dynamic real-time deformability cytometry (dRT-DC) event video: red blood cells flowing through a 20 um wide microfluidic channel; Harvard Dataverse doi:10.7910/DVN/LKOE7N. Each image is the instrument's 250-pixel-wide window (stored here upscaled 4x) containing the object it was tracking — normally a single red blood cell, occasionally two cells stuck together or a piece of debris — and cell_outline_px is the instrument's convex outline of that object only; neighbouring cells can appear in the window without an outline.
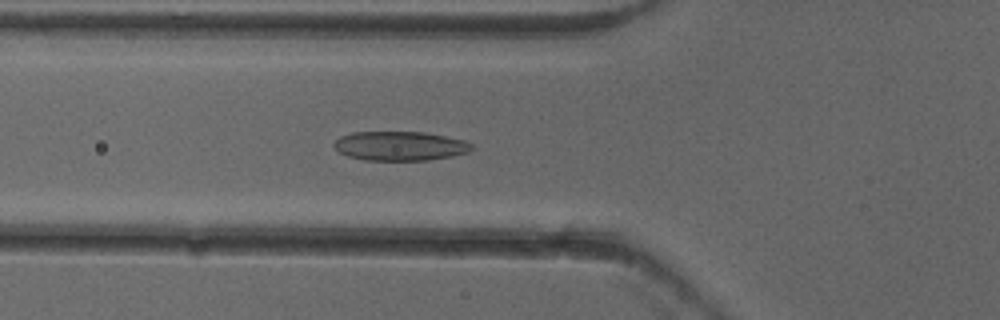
{"species": "common noctule bat (a hibernating species)", "species_latin": "Nyctalus noctula", "temperature_condition": "cold", "stored_images_in_passage": 52, "camera_frame_rate_fps": 3000, "um_per_image_px": 0.085, "animal": {"sex": "female"}, "frame": {"image": 1, "passage_image": 19, "time_ms": 6.0, "image_size_px": [1000, 320], "cell_outline_px": [[472, 148], [468, 152], [452, 156], [428, 160], [364, 160], [348, 156], [340, 152], [332, 144], [340, 136], [352, 132], [424, 132], [464, 140], [472, 144]], "centroid_in_image_um": [33.98, 12.4], "position_along_channel_um": 91.8, "area_um2": 23.35}}
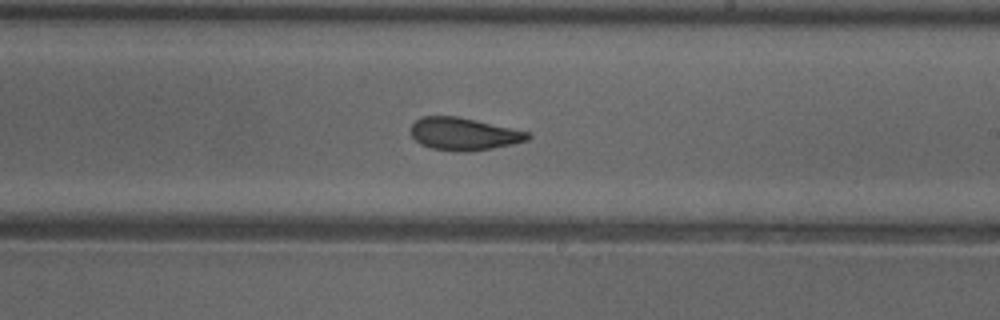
{"frame": {"image": 2, "passage_image": 31, "time_ms": 10.0, "image_size_px": [1000, 320], "cell_outline_px": [[532, 136], [528, 140], [512, 144], [492, 148], [468, 152], [464, 152], [432, 148], [420, 144], [412, 136], [412, 124], [420, 116], [456, 116], [528, 132]], "centroid_in_image_um": [39.4, 11.39], "position_along_channel_um": 249.6, "area_um2": 21.85}}
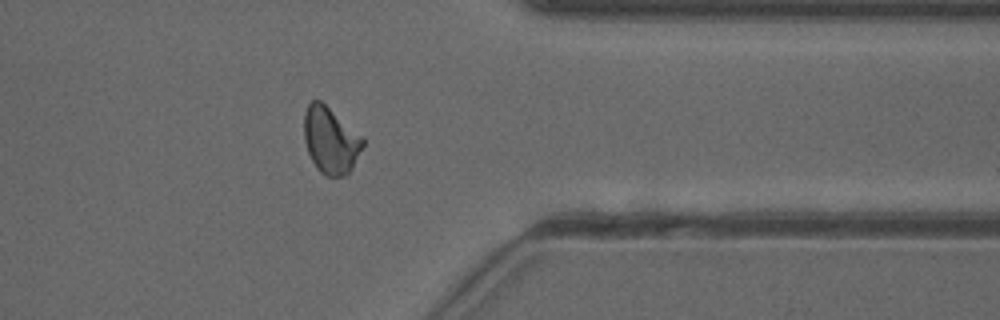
{"frame": {"image": 3, "passage_image": 42, "time_ms": 13.667, "image_size_px": [1000, 320], "cell_outline_px": [[364, 144], [352, 168], [344, 176], [324, 176], [316, 168], [308, 152], [304, 140], [304, 112], [308, 104], [312, 100], [320, 100], [364, 136]], "centroid_in_image_um": [28.1, 11.91], "position_along_channel_um": 383.3, "area_um2": 22.95}, "authors_computed_cell_mechanics": {"area_um2": 22.7443, "velocity_mm_per_s": 3.9309, "shape_relaxation_time_tau1_ms": 5.7033, "shape_relaxation_time_tau2_ms": 2.155, "deformation_change_tau1": 0.149, "deformation_change_tau2": 0.0814}}